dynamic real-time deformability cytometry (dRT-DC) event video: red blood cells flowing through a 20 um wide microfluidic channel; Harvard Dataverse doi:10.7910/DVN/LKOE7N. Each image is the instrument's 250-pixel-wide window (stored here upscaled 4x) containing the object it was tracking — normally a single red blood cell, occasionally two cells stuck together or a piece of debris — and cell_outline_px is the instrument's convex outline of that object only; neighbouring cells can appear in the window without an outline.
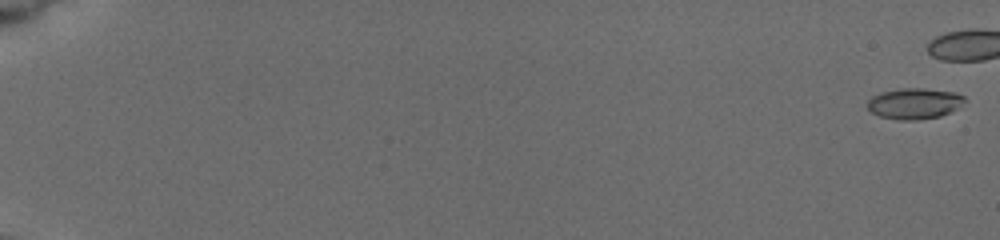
{"species": "common noctule bat (a hibernating species)", "species_latin": "Nyctalus noctula", "temperature_condition": "cold", "stored_images_in_passage": 36, "camera_frame_rate_fps": 3000, "um_per_image_px": 0.085, "animal": {"sex": "female", "body_mass_g": 19.5, "forearm_length_mm": 54.1}, "frame": {"image": 1, "passage_image": 1, "time_ms": 0.0, "image_size_px": [1000, 240], "cell_outline_px": [[964, 100], [956, 108], [940, 116], [916, 120], [900, 120], [880, 116], [872, 112], [868, 108], [868, 100], [872, 96], [884, 92], [904, 88], [924, 88], [956, 92], [964, 96]], "centroid_in_image_um": [77.71, 8.79], "position_along_channel_um": 7.3, "area_um2": 17.17}}